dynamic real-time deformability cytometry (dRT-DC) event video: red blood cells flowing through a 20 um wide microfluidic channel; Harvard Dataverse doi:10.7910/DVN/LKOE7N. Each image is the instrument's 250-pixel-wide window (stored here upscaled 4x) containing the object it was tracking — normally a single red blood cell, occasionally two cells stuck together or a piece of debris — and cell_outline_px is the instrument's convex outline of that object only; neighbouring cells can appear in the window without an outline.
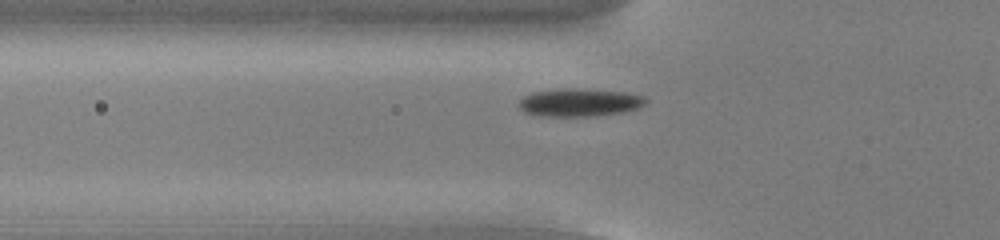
{"species": "common noctule bat (a hibernating species)", "species_latin": "Nyctalus noctula", "temperature_condition": "cold", "stored_images_in_passage": 41, "camera_frame_rate_fps": 3000, "um_per_image_px": 0.085, "animal": {"sex": "male", "body_mass_g": 13.0, "forearm_length_mm": 53.1}, "frame": {"image": 1, "passage_image": 11, "time_ms": 3.333, "image_size_px": [1000, 240], "cell_outline_px": [[648, 100], [644, 104], [636, 108], [624, 112], [592, 116], [540, 116], [524, 112], [516, 104], [524, 96], [532, 92], [560, 88], [576, 88], [624, 92], [644, 96]], "centroid_in_image_um": [49.22, 8.7], "position_along_channel_um": 76.6, "area_um2": 20.75}}
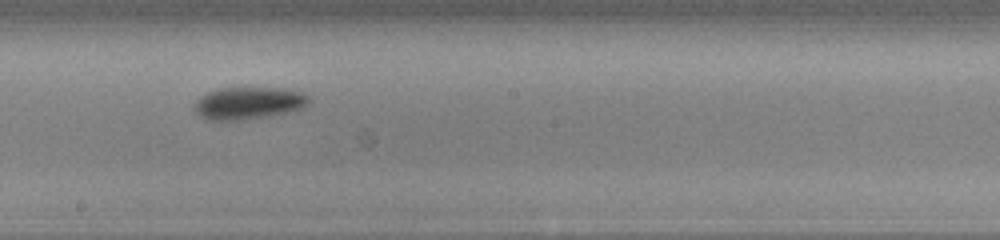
{"frame": {"image": 2, "passage_image": 23, "time_ms": 7.333, "image_size_px": [1000, 240], "cell_outline_px": [[312, 100], [308, 104], [300, 108], [284, 112], [264, 116], [240, 120], [208, 120], [200, 116], [192, 108], [192, 104], [200, 96], [216, 88], [288, 88], [300, 92], [308, 96]], "centroid_in_image_um": [21.06, 8.75], "position_along_channel_um": 227.1, "area_um2": 21.5}}
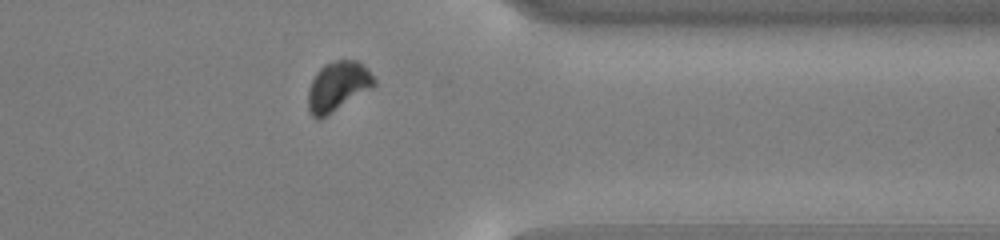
{"frame": {"image": 3, "passage_image": 36, "time_ms": 11.667, "image_size_px": [1000, 240], "cell_outline_px": [[376, 84], [372, 88], [320, 120], [316, 120], [308, 112], [308, 88], [316, 72], [324, 64], [336, 60], [356, 60], [368, 68], [376, 80]], "centroid_in_image_um": [28.7, 7.35], "position_along_channel_um": 382.7, "area_um2": 19.31}}